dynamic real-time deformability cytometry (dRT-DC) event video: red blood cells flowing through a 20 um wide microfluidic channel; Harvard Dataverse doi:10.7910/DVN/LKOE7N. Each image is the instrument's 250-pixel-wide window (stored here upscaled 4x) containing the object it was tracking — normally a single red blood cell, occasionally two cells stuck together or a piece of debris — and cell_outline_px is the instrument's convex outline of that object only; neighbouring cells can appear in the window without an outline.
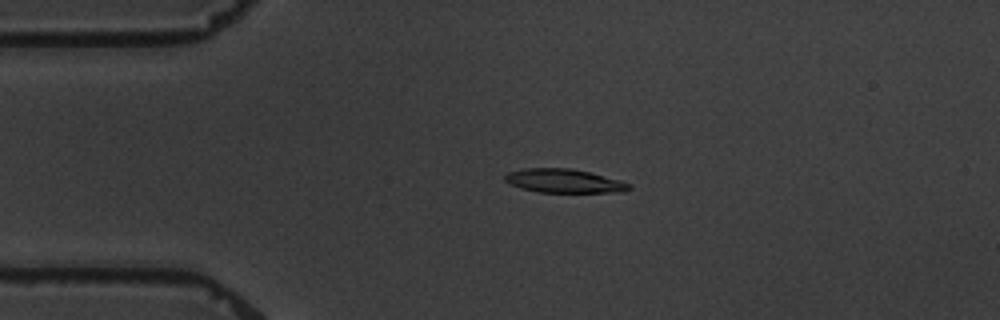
{"species": "common noctule bat (a hibernating species)", "species_latin": "Nyctalus noctula", "temperature_condition": "warm", "stored_images_in_passage": 3, "camera_frame_rate_fps": 3000, "um_per_image_px": 0.085, "animal": {"sex": "male", "body_mass_g": 19.5, "forearm_length_mm": 54.6}, "frame": {"image": 1, "passage_image": 2, "time_ms": 1.0, "image_size_px": [1000, 320], "cell_outline_px": [[632, 188], [624, 192], [536, 192], [520, 188], [504, 180], [504, 176], [508, 172], [524, 168], [572, 168], [620, 180], [632, 184]], "centroid_in_image_um": [47.95, 15.38], "position_along_channel_um": 37.0, "area_um2": 17.22}}